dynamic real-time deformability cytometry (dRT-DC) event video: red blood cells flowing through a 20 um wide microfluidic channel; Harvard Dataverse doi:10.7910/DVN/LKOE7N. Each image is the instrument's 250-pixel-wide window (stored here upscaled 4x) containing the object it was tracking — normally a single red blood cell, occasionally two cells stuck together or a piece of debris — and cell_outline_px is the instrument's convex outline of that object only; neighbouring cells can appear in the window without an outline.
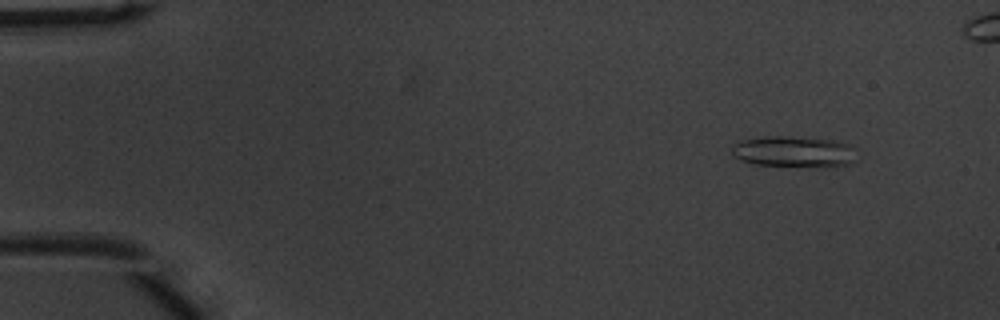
{"species": "common noctule bat (a hibernating species)", "species_latin": "Nyctalus noctula", "temperature_condition": "warm", "stored_images_in_passage": 49, "camera_frame_rate_fps": 3000, "um_per_image_px": 0.085, "animal": {"sex": "male", "body_mass_g": 20.1, "forearm_length_mm": 53.5}, "frame": {"image": 1, "passage_image": 2, "time_ms": 0.333, "image_size_px": [1000, 320], "cell_outline_px": [[856, 148], [852, 160], [848, 164], [836, 168], [816, 168], [756, 164], [744, 160], [736, 156], [732, 152], [732, 144], [740, 140], [764, 136], [784, 136], [836, 140], [848, 144]], "centroid_in_image_um": [67.53, 12.91], "position_along_channel_um": 17.5, "area_um2": 23.0}}
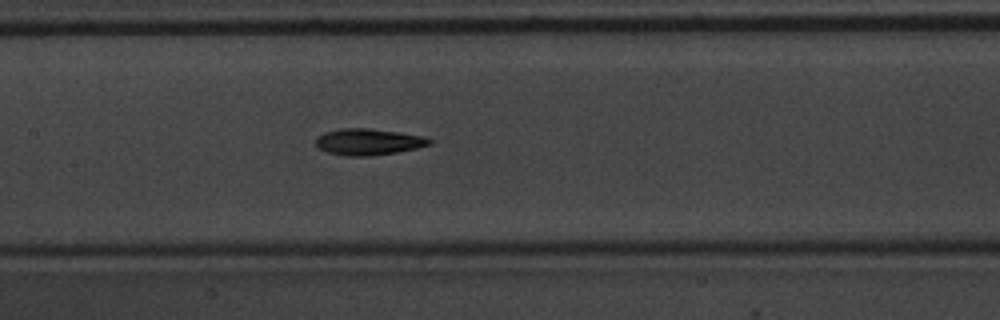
{"frame": {"image": 2, "passage_image": 22, "time_ms": 7.0, "image_size_px": [1000, 320], "cell_outline_px": [[432, 144], [416, 148], [396, 152], [368, 156], [344, 156], [328, 152], [316, 148], [316, 136], [324, 132], [340, 128], [372, 128], [400, 132], [424, 136], [432, 140]], "centroid_in_image_um": [31.28, 12.05], "position_along_channel_um": 176.1, "area_um2": 17.69}}
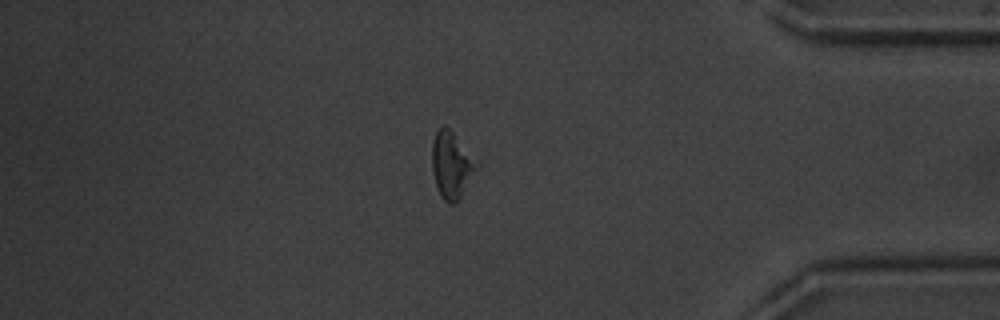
{"frame": {"image": 3, "passage_image": 41, "time_ms": 13.333, "image_size_px": [1000, 320], "cell_outline_px": [[480, 164], [456, 204], [448, 204], [440, 196], [436, 184], [432, 168], [432, 140], [436, 132], [444, 124], [480, 160]], "centroid_in_image_um": [38.41, 14.02], "position_along_channel_um": 396.8, "area_um2": 17.57}, "authors_computed_cell_mechanics": {"area_um2": 17.2244, "velocity_mm_per_s": 3.927, "shape_relaxation_time_tau1_ms": 3.5678, "shape_relaxation_time_tau2_ms": 7.7897, "deformation_change_tau1": 0.1163, "deformation_change_tau2": 0.1895}}